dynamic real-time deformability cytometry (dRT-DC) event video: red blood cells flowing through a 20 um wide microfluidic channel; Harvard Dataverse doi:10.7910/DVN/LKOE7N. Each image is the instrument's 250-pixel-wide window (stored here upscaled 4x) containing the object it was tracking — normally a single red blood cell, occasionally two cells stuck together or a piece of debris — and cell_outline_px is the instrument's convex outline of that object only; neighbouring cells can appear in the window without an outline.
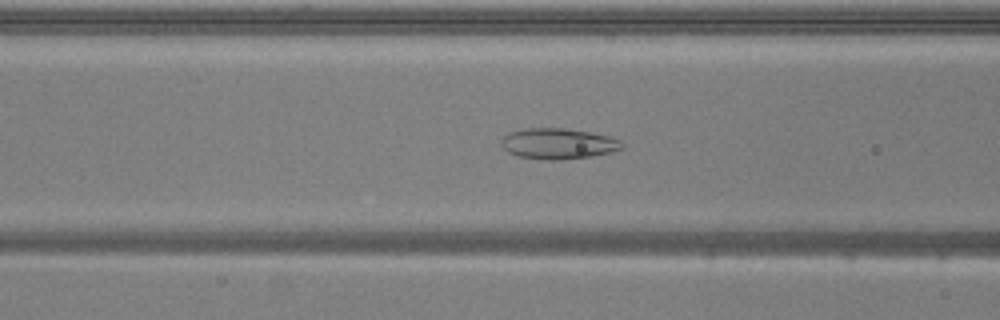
{"species": "common noctule bat (a hibernating species)", "species_latin": "Nyctalus noctula", "temperature_condition": "warm", "stored_images_in_passage": 52, "camera_frame_rate_fps": 3000, "um_per_image_px": 0.085, "animal": {"sex": "male", "body_mass_g": 20.5, "forearm_length_mm": 52.5}, "frame": {"image": 1, "passage_image": 20, "time_ms": 6.333, "image_size_px": [1000, 320], "cell_outline_px": [[624, 148], [612, 152], [588, 156], [560, 160], [548, 160], [516, 156], [508, 152], [500, 144], [500, 140], [508, 132], [524, 128], [564, 128], [612, 136], [620, 140], [624, 144]], "centroid_in_image_um": [47.43, 12.2], "position_along_channel_um": 119.2, "area_um2": 21.79}}
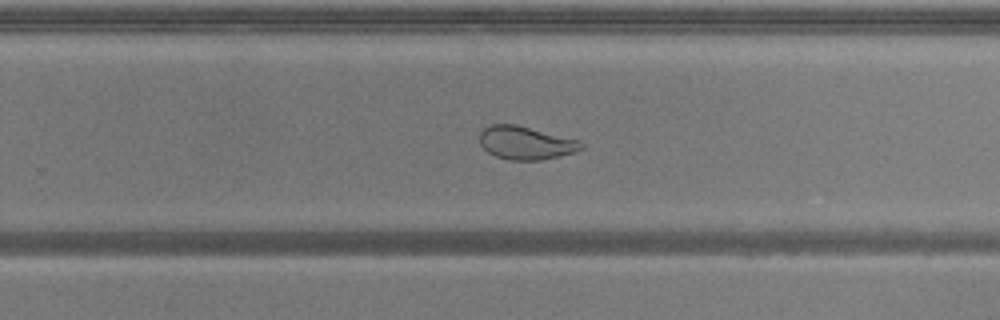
{"frame": {"image": 2, "passage_image": 33, "time_ms": 10.667, "image_size_px": [1000, 320], "cell_outline_px": [[584, 148], [576, 152], [560, 156], [540, 160], [508, 160], [496, 156], [488, 152], [480, 144], [480, 132], [484, 128], [492, 124], [516, 124], [580, 140], [584, 144]], "centroid_in_image_um": [44.72, 12.14], "position_along_channel_um": 285.1, "area_um2": 19.77}}
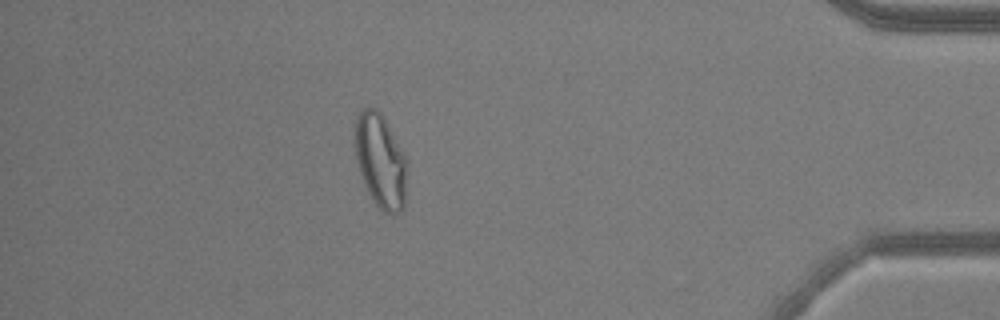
{"frame": {"image": 3, "passage_image": 46, "time_ms": 15.0, "image_size_px": [1000, 320], "cell_outline_px": [[404, 208], [400, 212], [392, 216], [384, 212], [372, 200], [364, 184], [356, 160], [356, 116], [364, 108], [376, 108], [380, 112], [404, 156]], "centroid_in_image_um": [32.3, 13.72], "position_along_channel_um": 402.9, "area_um2": 27.46}, "authors_computed_cell_mechanics": {"area_um2": 27.1082, "velocity_mm_per_s": 3.8377, "shape_relaxation_time_tau1_ms": null, "shape_relaxation_time_tau2_ms": 1.1525, "deformation_change_tau1": null, "deformation_change_tau2": 0.0795}}